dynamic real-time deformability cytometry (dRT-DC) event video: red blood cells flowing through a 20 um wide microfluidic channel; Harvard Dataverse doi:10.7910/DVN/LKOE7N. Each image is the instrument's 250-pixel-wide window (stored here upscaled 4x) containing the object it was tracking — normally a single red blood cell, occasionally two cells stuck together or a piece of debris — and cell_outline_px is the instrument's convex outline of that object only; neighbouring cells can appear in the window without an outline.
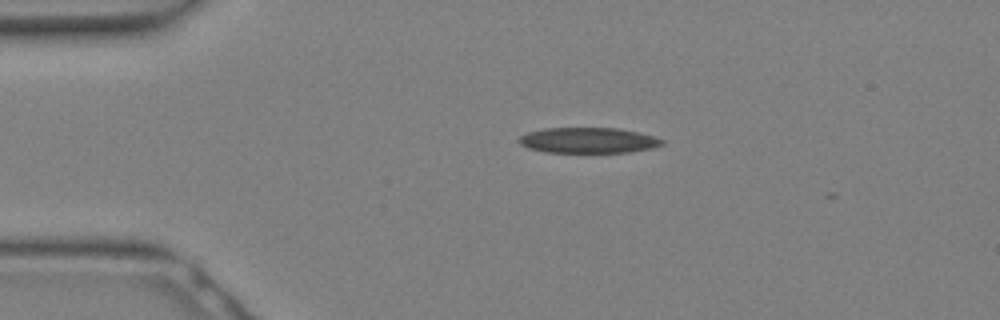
{"species": "Egyptian fruit bat (a non-hibernating species)", "species_latin": "Rousettus aegyptiacus", "temperature_condition": "warm", "stored_images_in_passage": 15, "camera_frame_rate_fps": 3000, "um_per_image_px": 0.085, "animal": {"sex": "female"}, "frame": {"image": 1, "passage_image": 3, "time_ms": 0.667, "image_size_px": [1000, 320], "cell_outline_px": [[664, 144], [652, 148], [628, 152], [544, 152], [528, 148], [520, 144], [516, 140], [520, 136], [528, 132], [544, 128], [620, 128], [640, 132], [656, 136], [664, 140]], "centroid_in_image_um": [50.01, 11.92], "position_along_channel_um": 35.0, "area_um2": 21.5}}
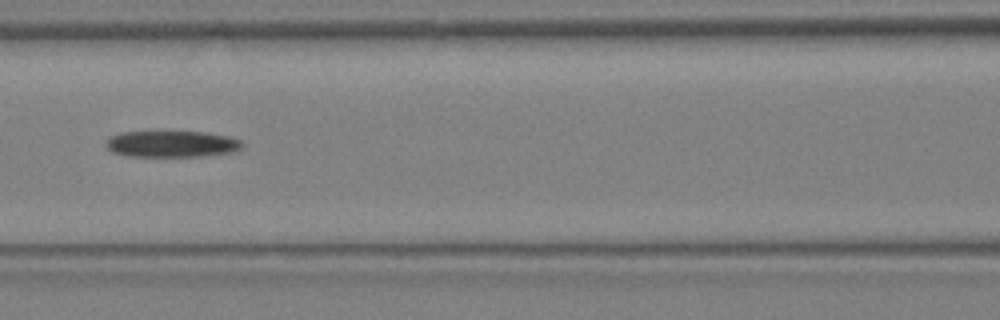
{"frame": {"image": 2, "passage_image": 10, "time_ms": 3.0, "image_size_px": [1000, 320], "cell_outline_px": [[244, 148], [232, 152], [204, 156], [128, 156], [112, 152], [104, 144], [112, 136], [120, 132], [204, 132], [228, 136], [240, 140], [244, 144]], "centroid_in_image_um": [14.63, 12.24], "position_along_channel_um": 152.0, "area_um2": 20.92}}
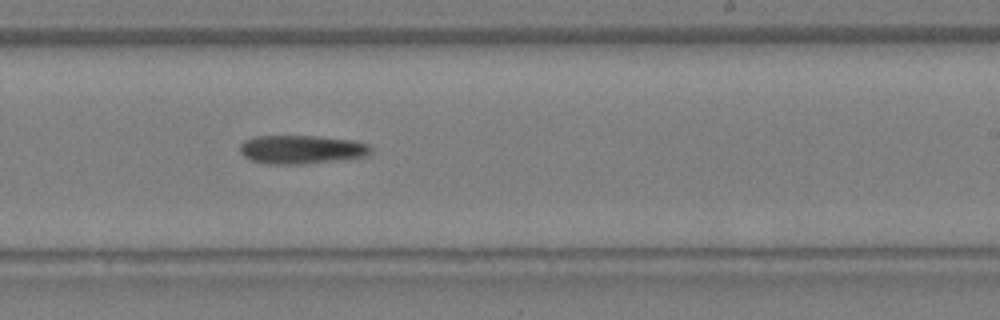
{"frame": {"image": 3, "passage_image": 15, "time_ms": 4.667, "image_size_px": [1000, 320], "cell_outline_px": [[372, 152], [368, 156], [336, 160], [300, 164], [272, 164], [252, 160], [244, 156], [240, 152], [240, 144], [244, 140], [252, 136], [316, 136], [352, 140], [368, 144], [372, 148]], "centroid_in_image_um": [25.63, 12.69], "position_along_channel_um": 263.4, "area_um2": 21.79}}